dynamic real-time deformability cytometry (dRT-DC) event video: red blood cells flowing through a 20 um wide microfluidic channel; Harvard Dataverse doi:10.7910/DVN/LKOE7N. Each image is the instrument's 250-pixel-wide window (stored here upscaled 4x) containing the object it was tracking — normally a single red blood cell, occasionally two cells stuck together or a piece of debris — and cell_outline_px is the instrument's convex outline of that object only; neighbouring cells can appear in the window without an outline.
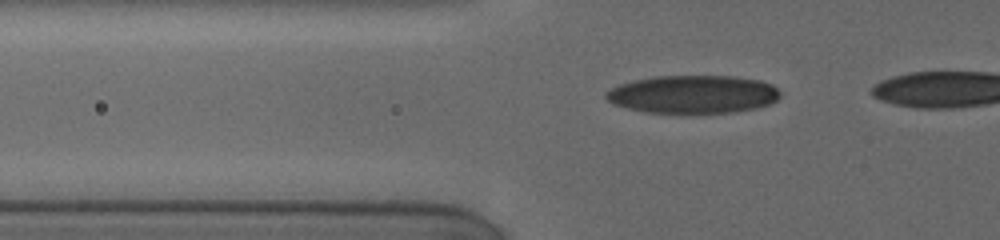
{"species": "human", "species_latin": "Homo sapiens", "temperature_condition": "cold", "stored_images_in_passage": 12, "camera_frame_rate_fps": 3000, "um_per_image_px": 0.085, "donor": {"sex": "female"}, "frame": {"image": 1, "passage_image": 9, "time_ms": 4.333, "image_size_px": [1000, 240], "cell_outline_px": [[780, 96], [776, 100], [768, 104], [756, 108], [732, 112], [648, 112], [628, 108], [612, 104], [604, 96], [604, 92], [620, 84], [636, 80], [656, 76], [732, 76], [760, 80], [772, 84], [780, 92]], "centroid_in_image_um": [58.91, 8.0], "position_along_channel_um": 66.9, "area_um2": 38.26}}